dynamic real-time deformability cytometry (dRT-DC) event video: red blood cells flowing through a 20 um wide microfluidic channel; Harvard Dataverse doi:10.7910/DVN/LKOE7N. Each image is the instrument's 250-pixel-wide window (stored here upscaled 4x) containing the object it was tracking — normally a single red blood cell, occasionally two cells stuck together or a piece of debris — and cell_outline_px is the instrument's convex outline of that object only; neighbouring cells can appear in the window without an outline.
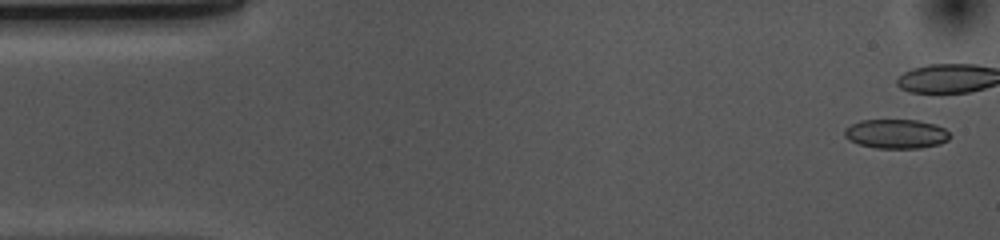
{"species": "common noctule bat (a hibernating species)", "species_latin": "Nyctalus noctula", "temperature_condition": "cold", "stored_images_in_passage": 9, "camera_frame_rate_fps": 3000, "um_per_image_px": 0.085, "animal": {"sex": "female", "body_mass_g": 10.0, "forearm_length_mm": 53.1}, "frame": {"image": 1, "passage_image": 2, "time_ms": 0.333, "image_size_px": [1000, 240], "cell_outline_px": [[952, 136], [948, 140], [940, 144], [920, 148], [876, 148], [860, 144], [848, 140], [844, 136], [844, 128], [860, 120], [916, 120], [936, 124], [944, 128]], "centroid_in_image_um": [76.18, 11.38], "position_along_channel_um": 8.8, "area_um2": 18.09}}